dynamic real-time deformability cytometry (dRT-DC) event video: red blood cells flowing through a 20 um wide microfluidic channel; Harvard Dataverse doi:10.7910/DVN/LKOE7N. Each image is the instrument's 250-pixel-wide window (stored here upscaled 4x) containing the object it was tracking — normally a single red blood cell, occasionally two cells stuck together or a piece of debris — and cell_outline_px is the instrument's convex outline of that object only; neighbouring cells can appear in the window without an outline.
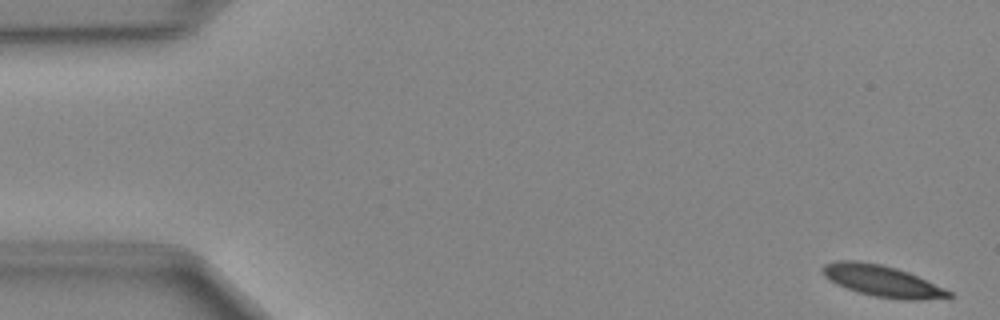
{"species": "Egyptian fruit bat (a non-hibernating species)", "species_latin": "Rousettus aegyptiacus", "temperature_condition": "cold", "stored_images_in_passage": 50, "camera_frame_rate_fps": 3000, "um_per_image_px": 0.085, "animal": {"sex": "female"}, "frame": {"image": 1, "passage_image": 2, "time_ms": 0.333, "image_size_px": [1000, 320], "cell_outline_px": [[956, 296], [916, 300], [904, 300], [872, 296], [836, 284], [824, 276], [820, 268], [824, 264], [836, 260], [860, 260], [880, 264], [896, 268], [908, 272], [944, 288], [952, 292]], "centroid_in_image_um": [74.95, 23.87], "position_along_channel_um": 10.0, "area_um2": 23.0}}
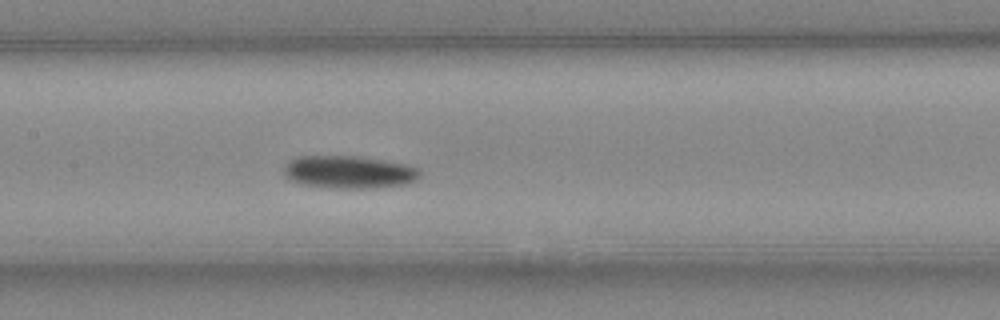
{"frame": {"image": 2, "passage_image": 24, "time_ms": 7.667, "image_size_px": [1000, 320], "cell_outline_px": [[420, 176], [416, 180], [408, 184], [372, 188], [336, 188], [300, 184], [288, 180], [284, 176], [284, 168], [296, 156], [364, 156], [408, 164], [420, 168]], "centroid_in_image_um": [29.71, 14.62], "position_along_channel_um": 177.7, "area_um2": 26.3}}
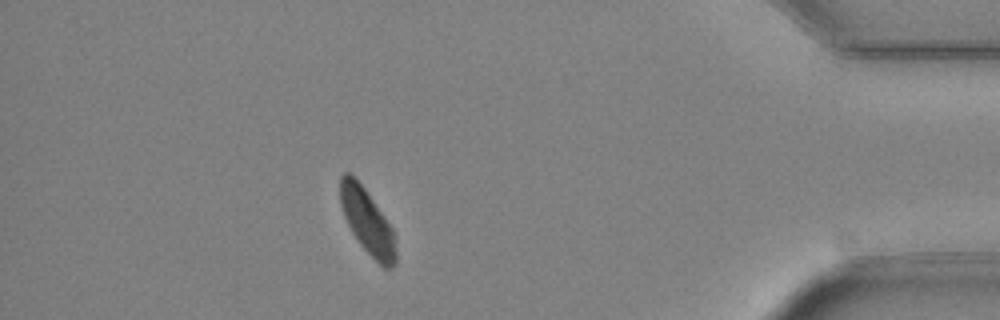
{"frame": {"image": 3, "passage_image": 44, "time_ms": 14.333, "image_size_px": [1000, 320], "cell_outline_px": [[396, 264], [392, 268], [384, 268], [360, 244], [352, 232], [344, 216], [340, 204], [340, 176], [344, 172], [348, 172], [364, 188], [384, 216], [392, 228], [396, 252]], "centroid_in_image_um": [31.21, 18.84], "position_along_channel_um": 404.0, "area_um2": 20.58}}